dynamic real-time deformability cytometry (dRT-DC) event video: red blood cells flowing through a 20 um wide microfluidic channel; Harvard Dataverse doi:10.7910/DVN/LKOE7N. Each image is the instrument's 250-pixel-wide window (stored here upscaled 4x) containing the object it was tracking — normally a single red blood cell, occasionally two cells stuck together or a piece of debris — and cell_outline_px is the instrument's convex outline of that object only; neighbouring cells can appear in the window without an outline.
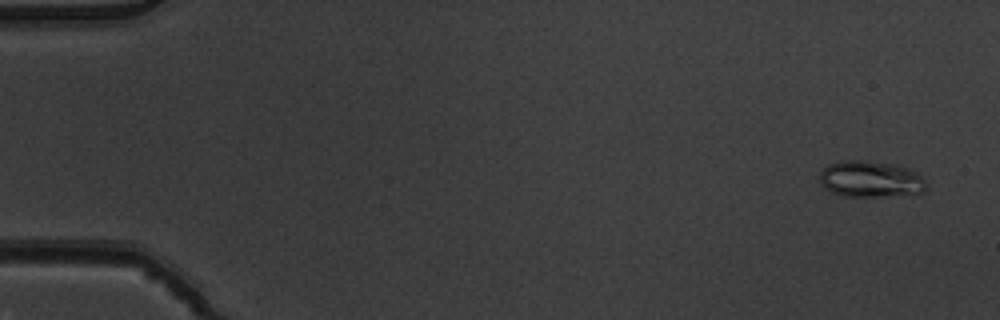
{"species": "common noctule bat (a hibernating species)", "species_latin": "Nyctalus noctula", "temperature_condition": "warm", "stored_images_in_passage": 5, "camera_frame_rate_fps": 3000, "um_per_image_px": 0.085, "animal": {"sex": "male", "body_mass_g": 19.5, "forearm_length_mm": 54.6}, "frame": {"image": 1, "passage_image": 1, "time_ms": 0.0, "image_size_px": [1000, 320], "cell_outline_px": [[928, 188], [920, 192], [876, 196], [840, 196], [824, 188], [820, 184], [820, 172], [828, 164], [840, 160], [864, 160], [896, 164], [908, 168], [916, 172], [924, 180]], "centroid_in_image_um": [73.94, 15.2], "position_along_channel_um": 11.1, "area_um2": 22.54}}
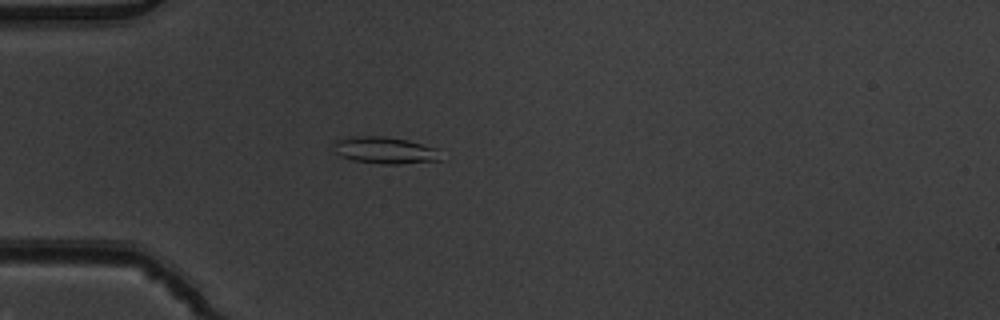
{"frame": {"image": 2, "passage_image": 4, "time_ms": 1.0, "image_size_px": [1000, 320], "cell_outline_px": [[444, 160], [396, 164], [384, 164], [352, 160], [340, 156], [332, 152], [332, 144], [336, 140], [356, 136], [384, 136], [408, 140], [436, 148]], "centroid_in_image_um": [32.69, 12.77], "position_along_channel_um": 52.3, "area_um2": 16.94}}